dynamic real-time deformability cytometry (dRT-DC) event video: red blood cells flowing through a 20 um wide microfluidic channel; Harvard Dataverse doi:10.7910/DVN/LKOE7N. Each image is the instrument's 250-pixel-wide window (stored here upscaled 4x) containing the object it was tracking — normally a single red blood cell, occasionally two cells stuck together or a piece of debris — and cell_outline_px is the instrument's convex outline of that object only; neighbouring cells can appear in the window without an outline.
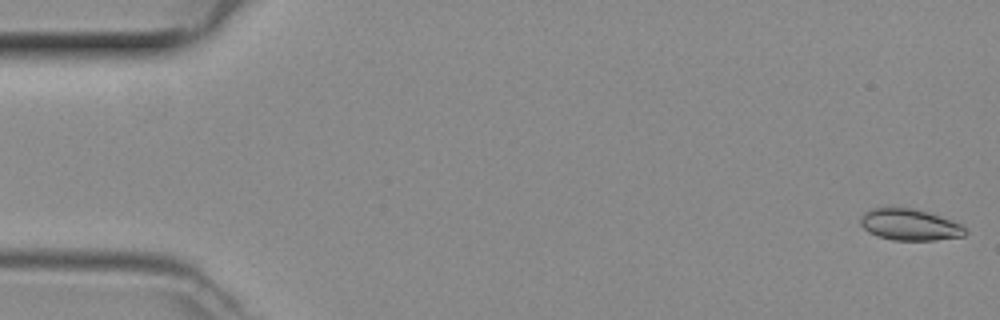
{"species": "common noctule bat (a hibernating species)", "species_latin": "Nyctalus noctula", "temperature_condition": "room temperature", "stored_images_in_passage": 49, "camera_frame_rate_fps": 3000, "um_per_image_px": 0.085, "animal": {"sex": "female", "body_mass_g": 29.2, "forearm_length_mm": 56.3}, "frame": {"image": 1, "passage_image": 1, "time_ms": 0.0, "image_size_px": [1000, 320], "cell_outline_px": [[968, 232], [964, 236], [936, 240], [892, 240], [876, 236], [868, 232], [860, 224], [860, 216], [864, 212], [872, 208], [912, 208], [928, 212], [940, 216], [960, 224]], "centroid_in_image_um": [77.3, 19.11], "position_along_channel_um": 7.7, "area_um2": 19.19}}
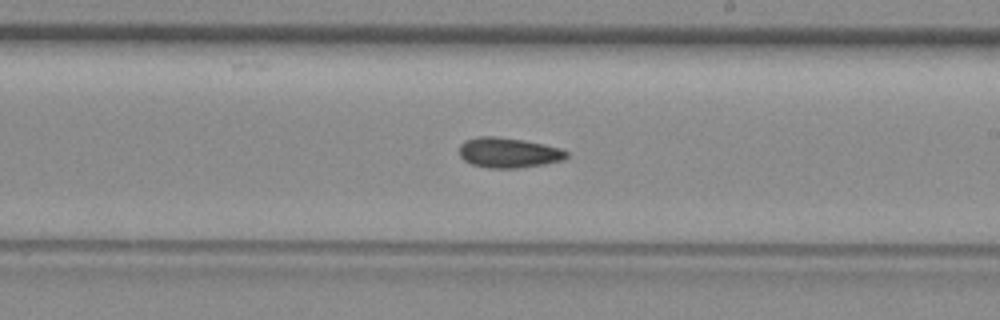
{"frame": {"image": 2, "passage_image": 28, "time_ms": 9.0, "image_size_px": [1000, 320], "cell_outline_px": [[568, 156], [564, 160], [544, 164], [520, 168], [488, 168], [472, 164], [464, 160], [460, 156], [460, 144], [464, 140], [480, 136], [496, 136], [524, 140], [544, 144], [560, 148], [568, 152]], "centroid_in_image_um": [43.23, 12.97], "position_along_channel_um": 245.8, "area_um2": 18.96}}
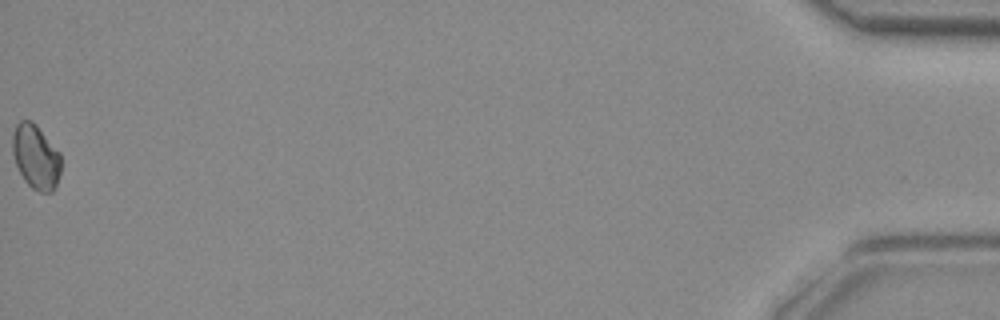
{"frame": {"image": 3, "passage_image": 49, "time_ms": 16.0, "image_size_px": [1000, 320], "cell_outline_px": [[60, 172], [56, 188], [52, 192], [40, 192], [32, 188], [24, 180], [16, 164], [12, 152], [12, 136], [16, 124], [20, 120], [32, 120], [36, 124], [60, 152]], "centroid_in_image_um": [3.04, 13.32], "position_along_channel_um": 432.2, "area_um2": 18.32}}